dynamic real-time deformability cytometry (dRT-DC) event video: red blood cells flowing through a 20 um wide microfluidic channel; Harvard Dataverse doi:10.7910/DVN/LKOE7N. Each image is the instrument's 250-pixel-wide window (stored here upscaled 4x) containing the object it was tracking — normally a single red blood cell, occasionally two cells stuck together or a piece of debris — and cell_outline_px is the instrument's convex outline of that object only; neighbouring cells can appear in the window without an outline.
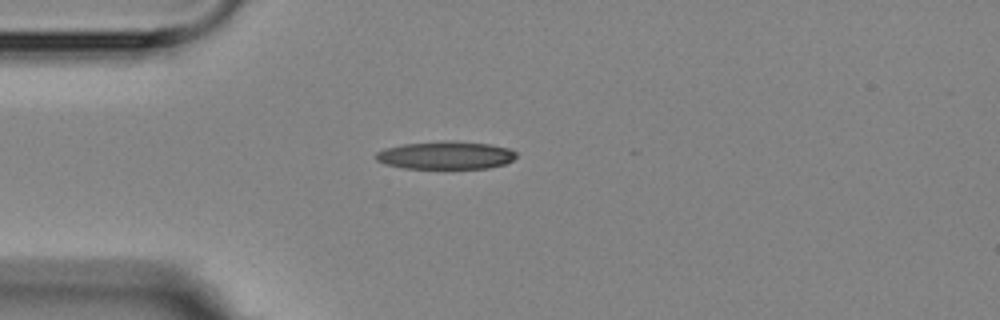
{"species": "Egyptian fruit bat (a non-hibernating species)", "species_latin": "Rousettus aegyptiacus", "temperature_condition": "room temperature", "stored_images_in_passage": 2, "camera_frame_rate_fps": 3000, "um_per_image_px": 0.085, "animal": {"sex": "female"}, "frame": {"image": 1, "passage_image": 1, "time_ms": 0.0, "image_size_px": [1000, 320], "cell_outline_px": [[516, 156], [512, 160], [504, 164], [488, 168], [404, 168], [384, 164], [376, 160], [376, 152], [384, 148], [404, 144], [444, 140], [456, 140], [488, 144], [508, 148], [516, 152]], "centroid_in_image_um": [37.86, 13.19], "position_along_channel_um": 47.1, "area_um2": 22.89}}